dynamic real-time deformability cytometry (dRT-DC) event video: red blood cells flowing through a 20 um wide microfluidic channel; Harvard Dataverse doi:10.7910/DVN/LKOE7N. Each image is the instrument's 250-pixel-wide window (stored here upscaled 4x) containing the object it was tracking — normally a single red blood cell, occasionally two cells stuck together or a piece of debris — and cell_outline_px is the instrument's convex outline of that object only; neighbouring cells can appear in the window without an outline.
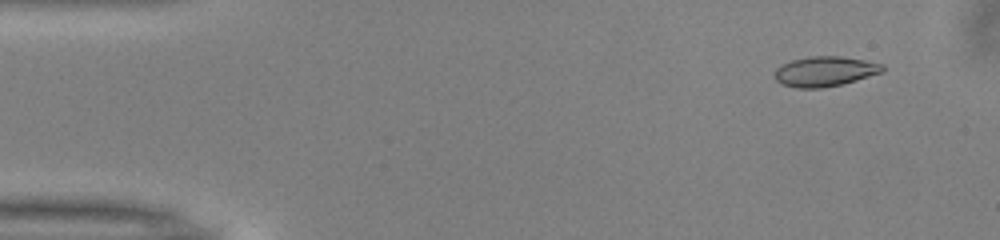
{"species": "common noctule bat (a hibernating species)", "species_latin": "Nyctalus noctula", "temperature_condition": "warm", "stored_images_in_passage": 40, "camera_frame_rate_fps": 3000, "um_per_image_px": 0.085, "animal": {"sex": "male", "body_mass_g": 13.0, "forearm_length_mm": 53.1}, "frame": {"image": 1, "passage_image": 2, "time_ms": 0.333, "image_size_px": [1000, 240], "cell_outline_px": [[884, 72], [844, 84], [820, 88], [796, 88], [780, 84], [772, 76], [776, 68], [792, 60], [808, 56], [840, 56], [864, 60], [884, 64]], "centroid_in_image_um": [70.11, 6.08], "position_along_channel_um": 14.9, "area_um2": 19.13}}
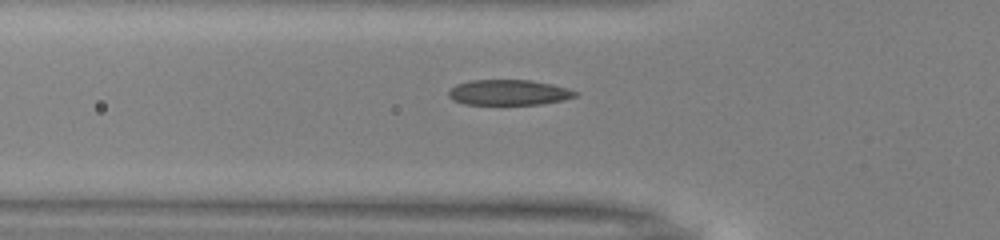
{"frame": {"image": 2, "passage_image": 15, "time_ms": 4.667, "image_size_px": [1000, 240], "cell_outline_px": [[580, 96], [564, 100], [540, 104], [464, 104], [452, 100], [448, 96], [448, 88], [456, 84], [472, 80], [532, 80], [552, 84], [568, 88], [580, 92]], "centroid_in_image_um": [43.27, 7.85], "position_along_channel_um": 82.5, "area_um2": 19.07}}
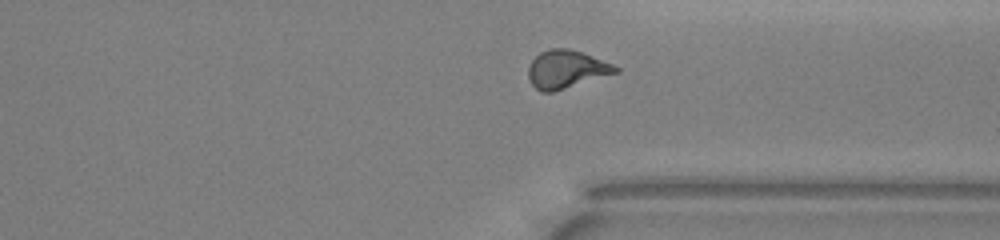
{"frame": {"image": 3, "passage_image": 36, "time_ms": 11.667, "image_size_px": [1000, 240], "cell_outline_px": [[620, 72], [552, 92], [540, 92], [532, 84], [528, 76], [528, 68], [532, 60], [540, 52], [548, 48], [568, 48], [584, 52], [612, 64], [620, 68]], "centroid_in_image_um": [48.14, 5.88], "position_along_channel_um": 363.3, "area_um2": 19.42}, "authors_computed_cell_mechanics": {"area_um2": 18.8428, "velocity_mm_per_s": 4.0082, "shape_relaxation_time_tau1_ms": 5.5562, "shape_relaxation_time_tau2_ms": 1.2329, "deformation_change_tau1": 0.1997, "deformation_change_tau2": 0.0902}}